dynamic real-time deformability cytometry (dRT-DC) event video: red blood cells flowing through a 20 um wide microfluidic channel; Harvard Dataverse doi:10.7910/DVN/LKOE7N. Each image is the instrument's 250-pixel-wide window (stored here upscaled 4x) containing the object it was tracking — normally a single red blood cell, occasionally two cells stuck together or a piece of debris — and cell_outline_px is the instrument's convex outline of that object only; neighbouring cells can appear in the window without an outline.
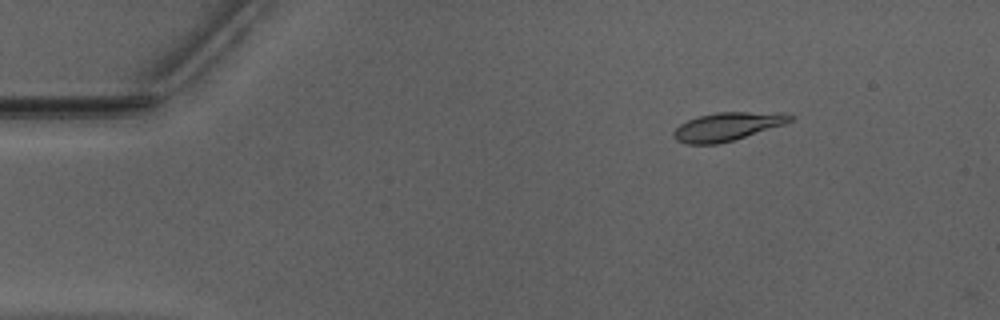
{"species": "Egyptian fruit bat (a non-hibernating species)", "species_latin": "Rousettus aegyptiacus", "temperature_condition": "warm", "stored_images_in_passage": 46, "camera_frame_rate_fps": 3000, "um_per_image_px": 0.085, "animal": {"sex": "male"}, "frame": {"image": 1, "passage_image": 1, "time_ms": 0.0, "image_size_px": [1000, 320], "cell_outline_px": [[796, 116], [792, 120], [784, 124], [732, 140], [716, 144], [684, 144], [676, 140], [672, 136], [672, 132], [680, 124], [688, 120], [700, 116], [716, 112], [784, 112]], "centroid_in_image_um": [61.82, 10.74], "position_along_channel_um": 23.2, "area_um2": 19.19}}
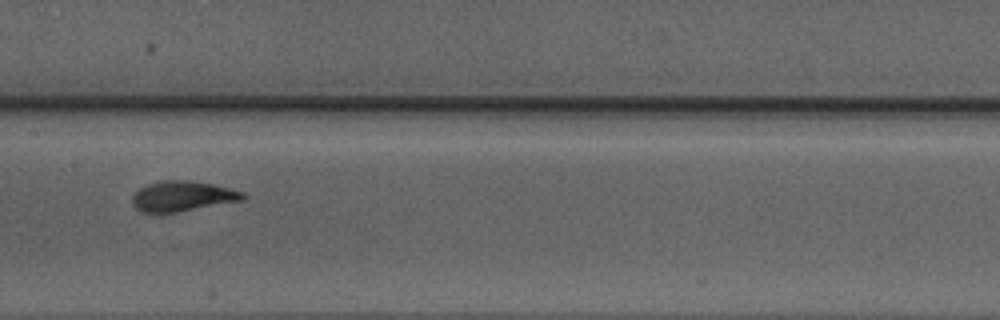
{"frame": {"image": 2, "passage_image": 20, "time_ms": 6.333, "image_size_px": [1000, 320], "cell_outline_px": [[248, 196], [244, 200], [176, 212], [144, 212], [136, 208], [132, 204], [132, 196], [140, 188], [148, 184], [164, 180], [188, 180], [212, 184], [244, 192]], "centroid_in_image_um": [15.53, 16.67], "position_along_channel_um": 191.9, "area_um2": 19.31}}
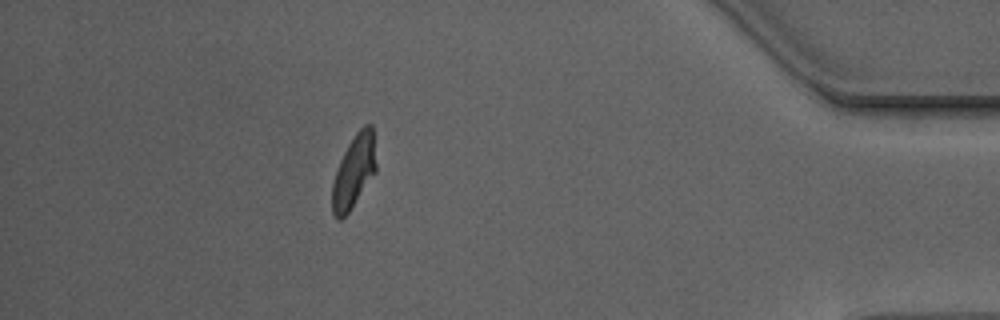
{"frame": {"image": 3, "passage_image": 40, "time_ms": 13.0, "image_size_px": [1000, 320], "cell_outline_px": [[376, 172], [348, 212], [340, 220], [336, 220], [332, 212], [332, 184], [336, 168], [348, 144], [356, 132], [364, 124], [372, 124], [376, 164]], "centroid_in_image_um": [30.07, 14.57], "position_along_channel_um": 405.1, "area_um2": 18.61}, "authors_computed_cell_mechanics": {"area_um2": 18.8717, "velocity_mm_per_s": 3.939, "shape_relaxation_time_tau1_ms": 3.2689, "shape_relaxation_time_tau2_ms": 0.8161, "deformation_change_tau1": 0.1645, "deformation_change_tau2": 0.0583}}